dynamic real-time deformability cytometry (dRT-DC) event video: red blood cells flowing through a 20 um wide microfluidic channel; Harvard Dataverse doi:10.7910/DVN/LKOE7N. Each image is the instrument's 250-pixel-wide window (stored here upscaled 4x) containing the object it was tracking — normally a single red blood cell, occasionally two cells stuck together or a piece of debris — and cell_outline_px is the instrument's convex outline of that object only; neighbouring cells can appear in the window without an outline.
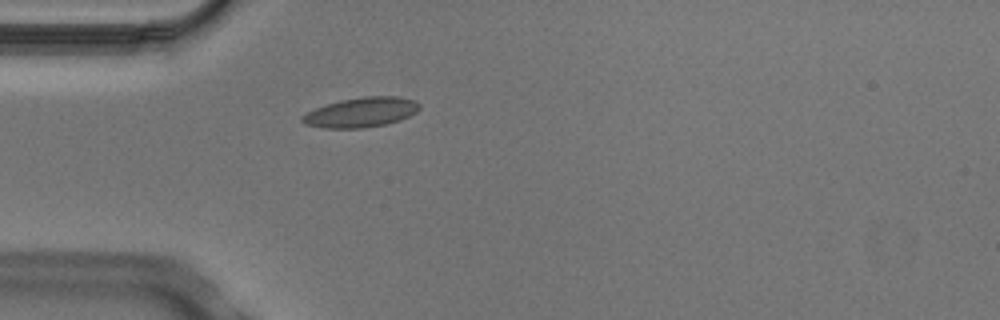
{"species": "Egyptian fruit bat (a non-hibernating species)", "species_latin": "Rousettus aegyptiacus", "temperature_condition": "cold", "stored_images_in_passage": 3, "camera_frame_rate_fps": 3000, "um_per_image_px": 0.085, "animal": {"sex": "male"}, "frame": {"image": 1, "passage_image": 3, "time_ms": 0.667, "image_size_px": [1000, 320], "cell_outline_px": [[420, 108], [416, 112], [400, 120], [384, 124], [364, 128], [324, 128], [304, 124], [300, 120], [300, 116], [316, 108], [340, 100], [364, 96], [400, 96], [416, 100], [420, 104]], "centroid_in_image_um": [30.71, 9.54], "position_along_channel_um": 54.3, "area_um2": 20.4}}